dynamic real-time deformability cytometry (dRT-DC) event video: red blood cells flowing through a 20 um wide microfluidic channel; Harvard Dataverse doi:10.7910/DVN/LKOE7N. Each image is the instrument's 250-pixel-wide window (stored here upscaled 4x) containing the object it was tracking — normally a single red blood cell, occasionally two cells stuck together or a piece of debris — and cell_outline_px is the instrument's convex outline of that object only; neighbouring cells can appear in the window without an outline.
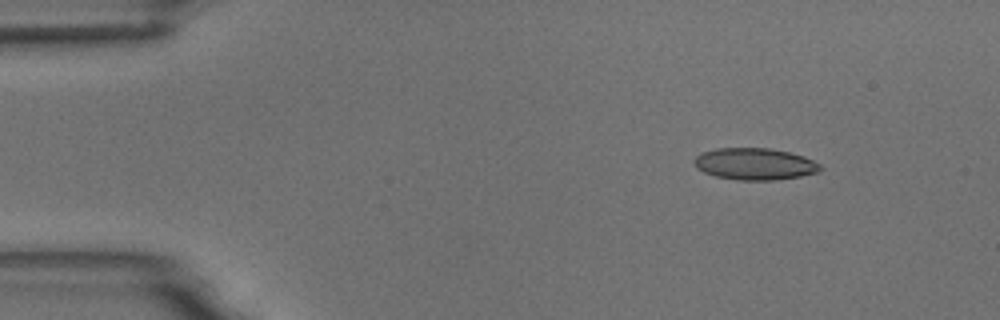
{"species": "common noctule bat (a hibernating species)", "species_latin": "Nyctalus noctula", "temperature_condition": "room temperature", "stored_images_in_passage": 6, "camera_frame_rate_fps": 3000, "um_per_image_px": 0.085, "animal": {"sex": "male", "body_mass_g": 18.8}, "frame": {"image": 1, "passage_image": 2, "time_ms": 1.0, "image_size_px": [1000, 320], "cell_outline_px": [[820, 172], [800, 176], [776, 180], [736, 180], [716, 176], [704, 172], [696, 168], [692, 160], [696, 156], [704, 152], [716, 148], [768, 148], [788, 152], [804, 156], [820, 164]], "centroid_in_image_um": [64.14, 13.94], "position_along_channel_um": 20.9, "area_um2": 23.35}}
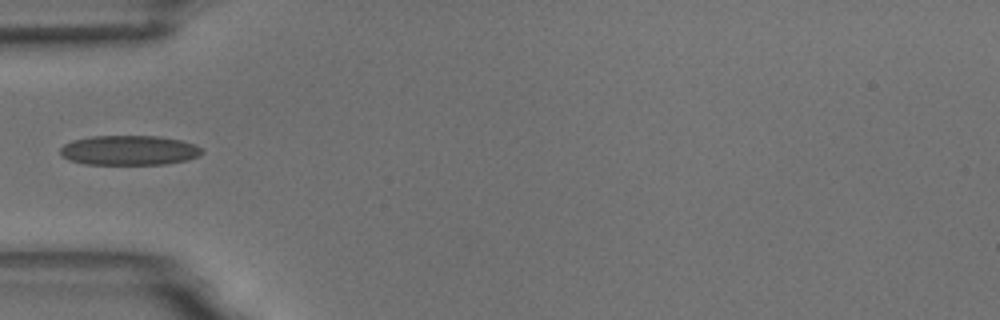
{"frame": {"image": 2, "passage_image": 5, "time_ms": 4.667, "image_size_px": [1000, 320], "cell_outline_px": [[204, 152], [188, 160], [164, 164], [84, 164], [68, 160], [60, 156], [60, 148], [64, 144], [72, 140], [92, 136], [160, 136], [180, 140], [196, 144]], "centroid_in_image_um": [10.94, 12.77], "position_along_channel_um": 74.1, "area_um2": 24.68}}